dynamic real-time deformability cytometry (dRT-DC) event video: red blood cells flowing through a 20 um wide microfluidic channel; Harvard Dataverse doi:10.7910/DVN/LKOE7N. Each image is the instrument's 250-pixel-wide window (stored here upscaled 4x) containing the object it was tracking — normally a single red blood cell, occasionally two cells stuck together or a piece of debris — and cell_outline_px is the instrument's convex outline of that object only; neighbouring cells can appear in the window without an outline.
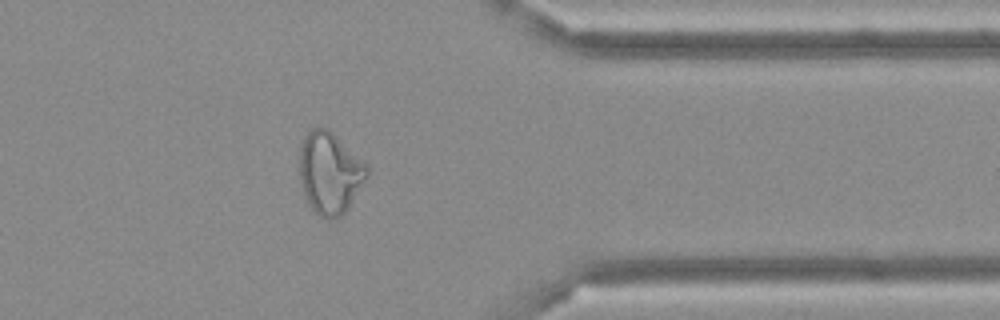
{"species": "Egyptian fruit bat (a non-hibernating species)", "species_latin": "Rousettus aegyptiacus", "temperature_condition": "cold", "stored_images_in_passage": 39, "camera_frame_rate_fps": 3000, "um_per_image_px": 0.085, "frame": {"image": 1, "passage_image": 34, "time_ms": 11.0, "image_size_px": [1000, 320], "cell_outline_px": [[368, 176], [348, 208], [340, 216], [328, 220], [320, 216], [308, 204], [300, 184], [296, 160], [304, 136], [312, 128], [328, 128], [368, 164]], "centroid_in_image_um": [28.0, 14.68], "position_along_channel_um": 383.4, "area_um2": 32.71}}